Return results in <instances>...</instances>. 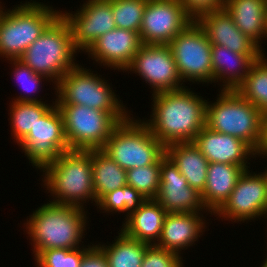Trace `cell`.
Masks as SVG:
<instances>
[{
    "mask_svg": "<svg viewBox=\"0 0 267 267\" xmlns=\"http://www.w3.org/2000/svg\"><path fill=\"white\" fill-rule=\"evenodd\" d=\"M2 4V2H0V15H1V13L3 12V9H4V5H1Z\"/></svg>",
    "mask_w": 267,
    "mask_h": 267,
    "instance_id": "obj_41",
    "label": "cell"
},
{
    "mask_svg": "<svg viewBox=\"0 0 267 267\" xmlns=\"http://www.w3.org/2000/svg\"><path fill=\"white\" fill-rule=\"evenodd\" d=\"M77 206L44 203L27 218L25 231L33 245L34 257L43 250L81 247L88 211ZM29 219V220H28Z\"/></svg>",
    "mask_w": 267,
    "mask_h": 267,
    "instance_id": "obj_2",
    "label": "cell"
},
{
    "mask_svg": "<svg viewBox=\"0 0 267 267\" xmlns=\"http://www.w3.org/2000/svg\"><path fill=\"white\" fill-rule=\"evenodd\" d=\"M146 200V198L135 190L130 185H125L123 187L117 188L107 194H105L97 204V206L103 213H124L126 212V217L132 212L136 211L141 204Z\"/></svg>",
    "mask_w": 267,
    "mask_h": 267,
    "instance_id": "obj_30",
    "label": "cell"
},
{
    "mask_svg": "<svg viewBox=\"0 0 267 267\" xmlns=\"http://www.w3.org/2000/svg\"><path fill=\"white\" fill-rule=\"evenodd\" d=\"M236 91L259 111L267 110V59L265 54L251 65L244 82Z\"/></svg>",
    "mask_w": 267,
    "mask_h": 267,
    "instance_id": "obj_29",
    "label": "cell"
},
{
    "mask_svg": "<svg viewBox=\"0 0 267 267\" xmlns=\"http://www.w3.org/2000/svg\"><path fill=\"white\" fill-rule=\"evenodd\" d=\"M166 214L155 199H146L136 211L124 218L120 230L132 239L155 245L160 239Z\"/></svg>",
    "mask_w": 267,
    "mask_h": 267,
    "instance_id": "obj_22",
    "label": "cell"
},
{
    "mask_svg": "<svg viewBox=\"0 0 267 267\" xmlns=\"http://www.w3.org/2000/svg\"><path fill=\"white\" fill-rule=\"evenodd\" d=\"M265 157L267 158V155H264V156L262 155V158H265ZM264 173H265L266 178H267V170H266V168H265V170H264Z\"/></svg>",
    "mask_w": 267,
    "mask_h": 267,
    "instance_id": "obj_42",
    "label": "cell"
},
{
    "mask_svg": "<svg viewBox=\"0 0 267 267\" xmlns=\"http://www.w3.org/2000/svg\"><path fill=\"white\" fill-rule=\"evenodd\" d=\"M80 267H109V264L103 250L97 244H92L82 256Z\"/></svg>",
    "mask_w": 267,
    "mask_h": 267,
    "instance_id": "obj_37",
    "label": "cell"
},
{
    "mask_svg": "<svg viewBox=\"0 0 267 267\" xmlns=\"http://www.w3.org/2000/svg\"><path fill=\"white\" fill-rule=\"evenodd\" d=\"M166 155L185 176L188 185L202 193L209 162L200 149L193 142L173 143L166 146Z\"/></svg>",
    "mask_w": 267,
    "mask_h": 267,
    "instance_id": "obj_24",
    "label": "cell"
},
{
    "mask_svg": "<svg viewBox=\"0 0 267 267\" xmlns=\"http://www.w3.org/2000/svg\"><path fill=\"white\" fill-rule=\"evenodd\" d=\"M193 143L208 159L209 163H226L242 166L245 170L250 167V158L257 157V153L243 140L232 135L219 133L203 127Z\"/></svg>",
    "mask_w": 267,
    "mask_h": 267,
    "instance_id": "obj_18",
    "label": "cell"
},
{
    "mask_svg": "<svg viewBox=\"0 0 267 267\" xmlns=\"http://www.w3.org/2000/svg\"><path fill=\"white\" fill-rule=\"evenodd\" d=\"M78 52L68 23L59 15L19 60L56 85L70 69L78 65L74 58Z\"/></svg>",
    "mask_w": 267,
    "mask_h": 267,
    "instance_id": "obj_6",
    "label": "cell"
},
{
    "mask_svg": "<svg viewBox=\"0 0 267 267\" xmlns=\"http://www.w3.org/2000/svg\"><path fill=\"white\" fill-rule=\"evenodd\" d=\"M8 62L11 63L13 70V79L19 82V85L16 83L17 86L20 87L21 91L24 90V94L22 92L20 93V96H16L12 99V101H22V102H44L41 101L42 99L35 97L33 95L34 93L37 94L40 92L38 91L42 85V79L43 82L48 79L41 75L35 73L33 70H31L27 65H25L21 60L19 59H10ZM41 83V84H40ZM29 94V95H28ZM34 96V97H33Z\"/></svg>",
    "mask_w": 267,
    "mask_h": 267,
    "instance_id": "obj_33",
    "label": "cell"
},
{
    "mask_svg": "<svg viewBox=\"0 0 267 267\" xmlns=\"http://www.w3.org/2000/svg\"><path fill=\"white\" fill-rule=\"evenodd\" d=\"M91 246L88 244V248L83 245L76 249H47L40 251L34 260L37 267H80L82 256Z\"/></svg>",
    "mask_w": 267,
    "mask_h": 267,
    "instance_id": "obj_34",
    "label": "cell"
},
{
    "mask_svg": "<svg viewBox=\"0 0 267 267\" xmlns=\"http://www.w3.org/2000/svg\"><path fill=\"white\" fill-rule=\"evenodd\" d=\"M267 0H225L224 9L237 28L261 48L266 40L265 10Z\"/></svg>",
    "mask_w": 267,
    "mask_h": 267,
    "instance_id": "obj_25",
    "label": "cell"
},
{
    "mask_svg": "<svg viewBox=\"0 0 267 267\" xmlns=\"http://www.w3.org/2000/svg\"><path fill=\"white\" fill-rule=\"evenodd\" d=\"M107 81L100 74L78 64L54 85V100L56 104L82 105L110 112L119 122H123L133 114L128 113Z\"/></svg>",
    "mask_w": 267,
    "mask_h": 267,
    "instance_id": "obj_7",
    "label": "cell"
},
{
    "mask_svg": "<svg viewBox=\"0 0 267 267\" xmlns=\"http://www.w3.org/2000/svg\"><path fill=\"white\" fill-rule=\"evenodd\" d=\"M190 88L152 94L150 119L142 121L166 147L173 143L193 142L206 126L207 100Z\"/></svg>",
    "mask_w": 267,
    "mask_h": 267,
    "instance_id": "obj_1",
    "label": "cell"
},
{
    "mask_svg": "<svg viewBox=\"0 0 267 267\" xmlns=\"http://www.w3.org/2000/svg\"><path fill=\"white\" fill-rule=\"evenodd\" d=\"M168 46L183 83H213L212 44L196 20L178 33Z\"/></svg>",
    "mask_w": 267,
    "mask_h": 267,
    "instance_id": "obj_10",
    "label": "cell"
},
{
    "mask_svg": "<svg viewBox=\"0 0 267 267\" xmlns=\"http://www.w3.org/2000/svg\"><path fill=\"white\" fill-rule=\"evenodd\" d=\"M142 45L137 32L115 28L99 37L85 53L97 65L124 72Z\"/></svg>",
    "mask_w": 267,
    "mask_h": 267,
    "instance_id": "obj_17",
    "label": "cell"
},
{
    "mask_svg": "<svg viewBox=\"0 0 267 267\" xmlns=\"http://www.w3.org/2000/svg\"><path fill=\"white\" fill-rule=\"evenodd\" d=\"M41 172L42 184L50 193L49 202L84 208V203L97 204L93 185L91 150H69L62 153ZM46 186V187H45Z\"/></svg>",
    "mask_w": 267,
    "mask_h": 267,
    "instance_id": "obj_3",
    "label": "cell"
},
{
    "mask_svg": "<svg viewBox=\"0 0 267 267\" xmlns=\"http://www.w3.org/2000/svg\"><path fill=\"white\" fill-rule=\"evenodd\" d=\"M192 21L179 0H148L139 35L143 44L168 45Z\"/></svg>",
    "mask_w": 267,
    "mask_h": 267,
    "instance_id": "obj_14",
    "label": "cell"
},
{
    "mask_svg": "<svg viewBox=\"0 0 267 267\" xmlns=\"http://www.w3.org/2000/svg\"><path fill=\"white\" fill-rule=\"evenodd\" d=\"M206 103V126L247 143L261 157L262 112L236 90H221Z\"/></svg>",
    "mask_w": 267,
    "mask_h": 267,
    "instance_id": "obj_4",
    "label": "cell"
},
{
    "mask_svg": "<svg viewBox=\"0 0 267 267\" xmlns=\"http://www.w3.org/2000/svg\"><path fill=\"white\" fill-rule=\"evenodd\" d=\"M56 105L70 150L101 149L120 123L110 112L82 105Z\"/></svg>",
    "mask_w": 267,
    "mask_h": 267,
    "instance_id": "obj_9",
    "label": "cell"
},
{
    "mask_svg": "<svg viewBox=\"0 0 267 267\" xmlns=\"http://www.w3.org/2000/svg\"><path fill=\"white\" fill-rule=\"evenodd\" d=\"M201 213H167L160 239L155 245L181 255L182 250L195 245L197 239L204 234L207 226Z\"/></svg>",
    "mask_w": 267,
    "mask_h": 267,
    "instance_id": "obj_20",
    "label": "cell"
},
{
    "mask_svg": "<svg viewBox=\"0 0 267 267\" xmlns=\"http://www.w3.org/2000/svg\"><path fill=\"white\" fill-rule=\"evenodd\" d=\"M18 146L33 168L39 170L70 150L65 137L62 114L56 103L36 122Z\"/></svg>",
    "mask_w": 267,
    "mask_h": 267,
    "instance_id": "obj_11",
    "label": "cell"
},
{
    "mask_svg": "<svg viewBox=\"0 0 267 267\" xmlns=\"http://www.w3.org/2000/svg\"><path fill=\"white\" fill-rule=\"evenodd\" d=\"M155 200L167 213L206 211L207 214L201 193L188 185L185 176L167 155L161 159L160 187Z\"/></svg>",
    "mask_w": 267,
    "mask_h": 267,
    "instance_id": "obj_16",
    "label": "cell"
},
{
    "mask_svg": "<svg viewBox=\"0 0 267 267\" xmlns=\"http://www.w3.org/2000/svg\"><path fill=\"white\" fill-rule=\"evenodd\" d=\"M31 1L4 8L0 15V57L5 60L19 59L60 15V9Z\"/></svg>",
    "mask_w": 267,
    "mask_h": 267,
    "instance_id": "obj_5",
    "label": "cell"
},
{
    "mask_svg": "<svg viewBox=\"0 0 267 267\" xmlns=\"http://www.w3.org/2000/svg\"><path fill=\"white\" fill-rule=\"evenodd\" d=\"M242 166L226 163H209L207 179L201 199L208 213L213 215L228 199L240 175Z\"/></svg>",
    "mask_w": 267,
    "mask_h": 267,
    "instance_id": "obj_23",
    "label": "cell"
},
{
    "mask_svg": "<svg viewBox=\"0 0 267 267\" xmlns=\"http://www.w3.org/2000/svg\"><path fill=\"white\" fill-rule=\"evenodd\" d=\"M80 7L76 12L60 10V15L71 29L76 49L86 52L99 37L117 26L109 0H87Z\"/></svg>",
    "mask_w": 267,
    "mask_h": 267,
    "instance_id": "obj_15",
    "label": "cell"
},
{
    "mask_svg": "<svg viewBox=\"0 0 267 267\" xmlns=\"http://www.w3.org/2000/svg\"><path fill=\"white\" fill-rule=\"evenodd\" d=\"M185 12L196 20L207 12L218 11L224 8L225 0H179Z\"/></svg>",
    "mask_w": 267,
    "mask_h": 267,
    "instance_id": "obj_36",
    "label": "cell"
},
{
    "mask_svg": "<svg viewBox=\"0 0 267 267\" xmlns=\"http://www.w3.org/2000/svg\"><path fill=\"white\" fill-rule=\"evenodd\" d=\"M262 55L236 53L227 47L212 45L213 82H222L220 90H236L244 82L251 65Z\"/></svg>",
    "mask_w": 267,
    "mask_h": 267,
    "instance_id": "obj_21",
    "label": "cell"
},
{
    "mask_svg": "<svg viewBox=\"0 0 267 267\" xmlns=\"http://www.w3.org/2000/svg\"><path fill=\"white\" fill-rule=\"evenodd\" d=\"M196 21L212 45L224 46L236 53L264 54V49L237 28L224 8L202 14Z\"/></svg>",
    "mask_w": 267,
    "mask_h": 267,
    "instance_id": "obj_19",
    "label": "cell"
},
{
    "mask_svg": "<svg viewBox=\"0 0 267 267\" xmlns=\"http://www.w3.org/2000/svg\"><path fill=\"white\" fill-rule=\"evenodd\" d=\"M126 71L138 73L150 85L153 94L185 87L168 45L143 44Z\"/></svg>",
    "mask_w": 267,
    "mask_h": 267,
    "instance_id": "obj_13",
    "label": "cell"
},
{
    "mask_svg": "<svg viewBox=\"0 0 267 267\" xmlns=\"http://www.w3.org/2000/svg\"><path fill=\"white\" fill-rule=\"evenodd\" d=\"M117 28L139 34L143 13L148 0H109Z\"/></svg>",
    "mask_w": 267,
    "mask_h": 267,
    "instance_id": "obj_32",
    "label": "cell"
},
{
    "mask_svg": "<svg viewBox=\"0 0 267 267\" xmlns=\"http://www.w3.org/2000/svg\"><path fill=\"white\" fill-rule=\"evenodd\" d=\"M267 251V250H266ZM267 254V253H266ZM262 265H260V267H267V256L265 258V260H263V263H261Z\"/></svg>",
    "mask_w": 267,
    "mask_h": 267,
    "instance_id": "obj_40",
    "label": "cell"
},
{
    "mask_svg": "<svg viewBox=\"0 0 267 267\" xmlns=\"http://www.w3.org/2000/svg\"><path fill=\"white\" fill-rule=\"evenodd\" d=\"M182 256L171 250L149 245L141 267H184Z\"/></svg>",
    "mask_w": 267,
    "mask_h": 267,
    "instance_id": "obj_35",
    "label": "cell"
},
{
    "mask_svg": "<svg viewBox=\"0 0 267 267\" xmlns=\"http://www.w3.org/2000/svg\"><path fill=\"white\" fill-rule=\"evenodd\" d=\"M12 102V103H11ZM11 136L17 145L29 134L31 128L56 103L10 101ZM51 104V105H50Z\"/></svg>",
    "mask_w": 267,
    "mask_h": 267,
    "instance_id": "obj_28",
    "label": "cell"
},
{
    "mask_svg": "<svg viewBox=\"0 0 267 267\" xmlns=\"http://www.w3.org/2000/svg\"><path fill=\"white\" fill-rule=\"evenodd\" d=\"M112 243L97 244L107 257L109 267H141L150 245L126 236L121 230Z\"/></svg>",
    "mask_w": 267,
    "mask_h": 267,
    "instance_id": "obj_27",
    "label": "cell"
},
{
    "mask_svg": "<svg viewBox=\"0 0 267 267\" xmlns=\"http://www.w3.org/2000/svg\"><path fill=\"white\" fill-rule=\"evenodd\" d=\"M130 116L112 131L101 150L124 170L161 162L166 147L152 134L142 119Z\"/></svg>",
    "mask_w": 267,
    "mask_h": 267,
    "instance_id": "obj_8",
    "label": "cell"
},
{
    "mask_svg": "<svg viewBox=\"0 0 267 267\" xmlns=\"http://www.w3.org/2000/svg\"><path fill=\"white\" fill-rule=\"evenodd\" d=\"M265 30L267 35V2H266V10H265Z\"/></svg>",
    "mask_w": 267,
    "mask_h": 267,
    "instance_id": "obj_39",
    "label": "cell"
},
{
    "mask_svg": "<svg viewBox=\"0 0 267 267\" xmlns=\"http://www.w3.org/2000/svg\"><path fill=\"white\" fill-rule=\"evenodd\" d=\"M267 178L264 172L249 169L238 178L228 199L214 213L221 220L246 222L262 216L267 219Z\"/></svg>",
    "mask_w": 267,
    "mask_h": 267,
    "instance_id": "obj_12",
    "label": "cell"
},
{
    "mask_svg": "<svg viewBox=\"0 0 267 267\" xmlns=\"http://www.w3.org/2000/svg\"><path fill=\"white\" fill-rule=\"evenodd\" d=\"M91 164L97 202L105 194L127 185L126 170L121 168L101 149L91 150Z\"/></svg>",
    "mask_w": 267,
    "mask_h": 267,
    "instance_id": "obj_26",
    "label": "cell"
},
{
    "mask_svg": "<svg viewBox=\"0 0 267 267\" xmlns=\"http://www.w3.org/2000/svg\"><path fill=\"white\" fill-rule=\"evenodd\" d=\"M161 162L126 170L127 185H130L146 199H155L160 187Z\"/></svg>",
    "mask_w": 267,
    "mask_h": 267,
    "instance_id": "obj_31",
    "label": "cell"
},
{
    "mask_svg": "<svg viewBox=\"0 0 267 267\" xmlns=\"http://www.w3.org/2000/svg\"><path fill=\"white\" fill-rule=\"evenodd\" d=\"M267 155V110L262 112L261 156Z\"/></svg>",
    "mask_w": 267,
    "mask_h": 267,
    "instance_id": "obj_38",
    "label": "cell"
}]
</instances>
